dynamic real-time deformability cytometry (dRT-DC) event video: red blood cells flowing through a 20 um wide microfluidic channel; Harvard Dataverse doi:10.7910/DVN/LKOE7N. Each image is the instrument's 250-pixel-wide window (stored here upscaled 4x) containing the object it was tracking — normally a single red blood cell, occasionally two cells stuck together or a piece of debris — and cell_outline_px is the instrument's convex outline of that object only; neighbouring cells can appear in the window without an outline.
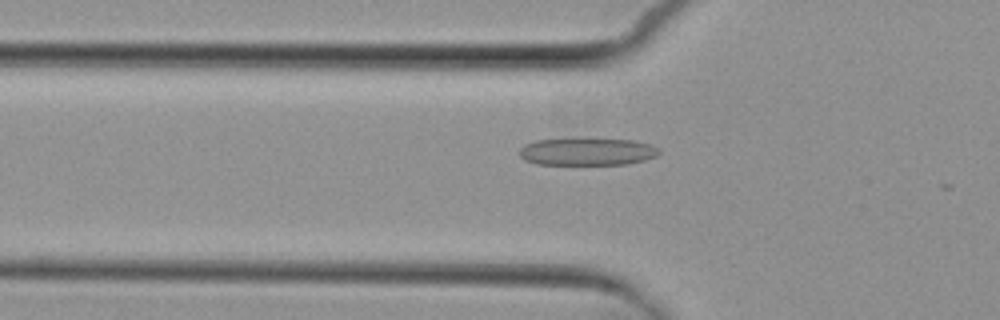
{"species": "common noctule bat (a hibernating species)", "species_latin": "Nyctalus noctula", "temperature_condition": "cold", "stored_images_in_passage": 4, "camera_frame_rate_fps": 3000, "um_per_image_px": 0.085, "animal": {"sex": "female", "body_mass_g": 29.2, "forearm_length_mm": 56.3}, "frame": {"image": 1, "passage_image": 4, "time_ms": 3.667, "image_size_px": [1000, 320], "cell_outline_px": [[660, 152], [656, 156], [644, 160], [628, 164], [536, 164], [524, 160], [520, 156], [520, 148], [524, 144], [536, 140], [572, 136], [632, 140], [648, 144], [660, 148]], "centroid_in_image_um": [49.87, 12.84], "position_along_channel_um": 75.9, "area_um2": 23.18}}